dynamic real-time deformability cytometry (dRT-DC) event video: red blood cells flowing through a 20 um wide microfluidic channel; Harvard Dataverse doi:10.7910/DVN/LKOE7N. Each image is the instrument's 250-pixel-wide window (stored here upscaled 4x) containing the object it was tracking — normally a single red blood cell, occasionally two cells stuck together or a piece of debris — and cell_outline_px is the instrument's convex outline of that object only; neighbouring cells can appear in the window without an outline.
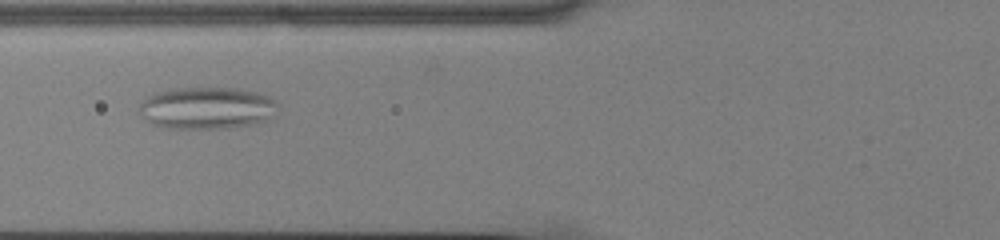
{"species": "common noctule bat (a hibernating species)", "species_latin": "Nyctalus noctula", "temperature_condition": "cold", "stored_images_in_passage": 50, "camera_frame_rate_fps": 3000, "um_per_image_px": 0.085, "animal": {"sex": "male", "body_mass_g": 13.0, "forearm_length_mm": 53.1}, "frame": {"image": 1, "passage_image": 17, "time_ms": 5.333, "image_size_px": [1000, 240], "cell_outline_px": [[280, 112], [276, 116], [268, 120], [252, 124], [228, 128], [168, 128], [152, 124], [140, 116], [136, 112], [140, 104], [152, 92], [172, 88], [240, 88], [256, 92], [268, 96], [280, 104]], "centroid_in_image_um": [17.61, 9.18], "position_along_channel_um": 108.2, "area_um2": 34.74}}
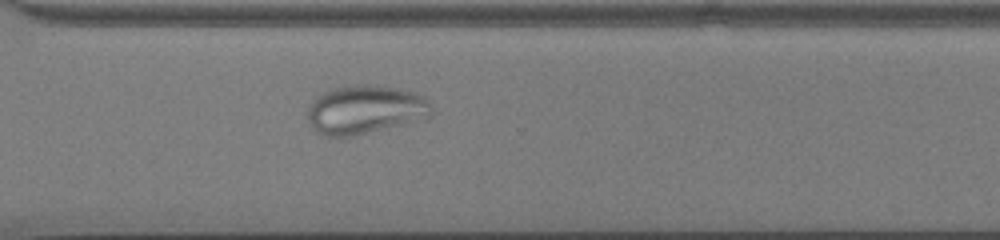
{"frame": {"image": 2, "passage_image": 36, "time_ms": 11.667, "image_size_px": [1000, 240], "cell_outline_px": [[432, 116], [356, 136], [320, 136], [312, 128], [308, 120], [308, 104], [320, 92], [344, 84], [364, 84], [392, 88], [416, 92], [424, 96], [432, 104]], "centroid_in_image_um": [30.99, 9.31], "position_along_channel_um": 339.6, "area_um2": 35.66}}
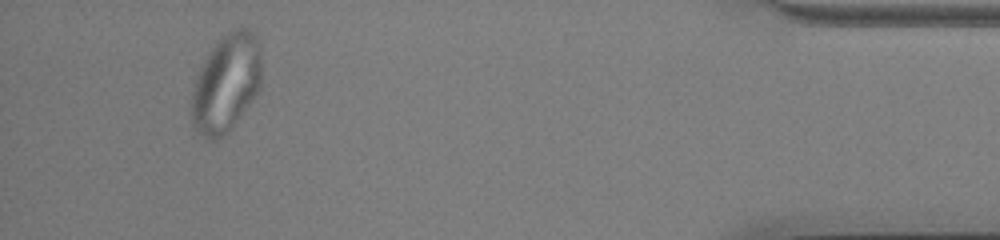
{"frame": {"image": 3, "passage_image": 47, "time_ms": 15.333, "image_size_px": [1000, 240], "cell_outline_px": [[260, 88], [252, 100], [232, 128], [228, 132], [216, 140], [208, 140], [200, 136], [196, 132], [192, 124], [188, 112], [196, 72], [200, 64], [208, 52], [232, 28], [248, 28], [260, 40]], "centroid_in_image_um": [19.17, 7.11], "position_along_channel_um": 416.0, "area_um2": 40.75}}